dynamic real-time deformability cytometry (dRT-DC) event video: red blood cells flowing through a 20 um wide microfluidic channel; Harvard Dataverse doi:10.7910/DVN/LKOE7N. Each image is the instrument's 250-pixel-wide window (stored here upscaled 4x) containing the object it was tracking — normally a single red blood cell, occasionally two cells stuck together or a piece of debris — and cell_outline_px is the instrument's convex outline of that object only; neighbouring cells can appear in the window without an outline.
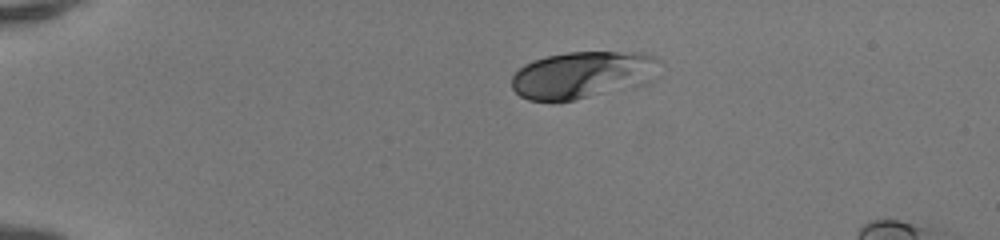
{"species": "human", "species_latin": "Homo sapiens", "temperature_condition": "room temperature", "stored_images_in_passage": 40, "camera_frame_rate_fps": 3000, "um_per_image_px": 0.085, "donor": {"sex": "female"}, "frame": {"image": 1, "passage_image": 1, "time_ms": 0.0, "image_size_px": [1000, 240], "cell_outline_px": [[660, 60], [652, 80], [644, 84], [572, 100], [528, 100], [520, 96], [512, 88], [512, 76], [524, 64], [548, 56], [568, 52], [640, 52], [656, 56]], "centroid_in_image_um": [49.54, 6.35], "position_along_channel_um": 35.5, "area_um2": 40.17}}
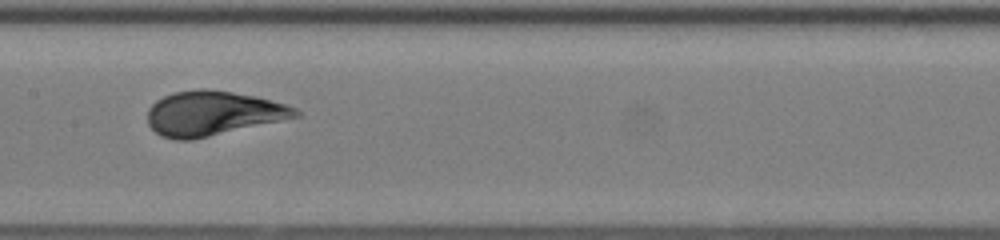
{"frame": {"image": 2, "passage_image": 17, "time_ms": 5.333, "image_size_px": [1000, 240], "cell_outline_px": [[304, 116], [192, 140], [176, 140], [160, 136], [148, 124], [148, 108], [156, 100], [172, 92], [200, 88], [204, 88], [232, 92], [256, 96], [284, 104], [296, 108]], "centroid_in_image_um": [18.1, 9.64], "position_along_channel_um": 189.3, "area_um2": 38.73}}
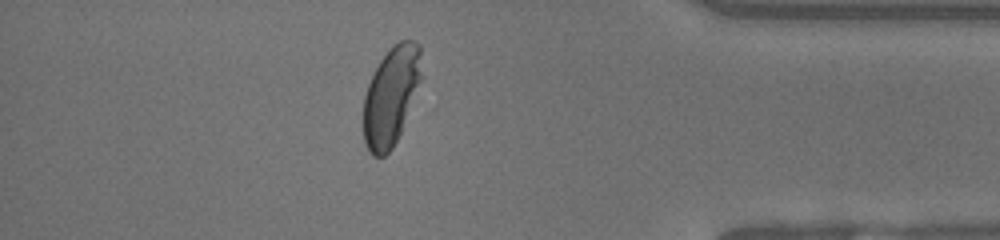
{"frame": {"image": 3, "passage_image": 34, "time_ms": 11.0, "image_size_px": [1000, 240], "cell_outline_px": [[420, 80], [400, 132], [392, 148], [384, 156], [372, 156], [368, 152], [364, 144], [364, 96], [368, 84], [380, 60], [400, 40], [412, 40], [420, 44]], "centroid_in_image_um": [33.2, 8.19], "position_along_channel_um": 402.0, "area_um2": 32.48}, "authors_computed_cell_mechanics": {"area_um2": 36.9342, "velocity_mm_per_s": 4.1578, "shape_relaxation_time_tau1_ms": 3.48, "shape_relaxation_time_tau2_ms": null, "deformation_change_tau1": 0.1586, "deformation_change_tau2": null}}